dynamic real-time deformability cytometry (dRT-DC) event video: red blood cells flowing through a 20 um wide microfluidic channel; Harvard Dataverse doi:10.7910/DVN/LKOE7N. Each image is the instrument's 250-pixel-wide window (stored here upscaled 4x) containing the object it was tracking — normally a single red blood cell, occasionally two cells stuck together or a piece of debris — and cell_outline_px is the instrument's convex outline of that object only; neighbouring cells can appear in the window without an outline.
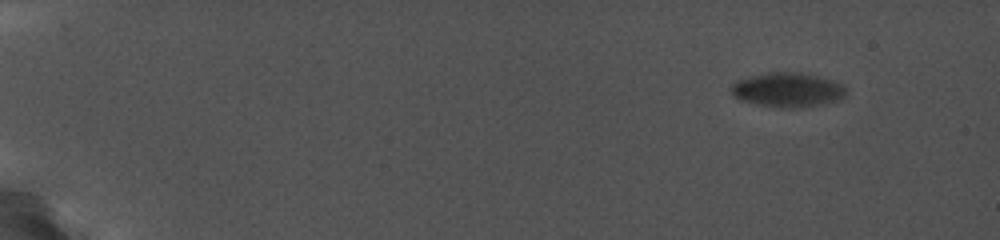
{"species": "common noctule bat (a hibernating species)", "species_latin": "Nyctalus noctula", "temperature_condition": "cold", "stored_images_in_passage": 51, "camera_frame_rate_fps": 5000, "um_per_image_px": 0.085, "animal": {"sex": "female", "body_mass_g": 19.0, "forearm_length_mm": 56.7}, "frame": {"image": 1, "passage_image": 7, "time_ms": 2.0, "image_size_px": [1000, 240], "cell_outline_px": [[844, 96], [840, 100], [824, 104], [800, 108], [780, 108], [756, 104], [740, 100], [732, 96], [728, 88], [736, 80], [768, 72], [800, 72], [832, 80], [844, 84]], "centroid_in_image_um": [66.91, 7.65], "position_along_channel_um": 18.1, "area_um2": 23.35}}
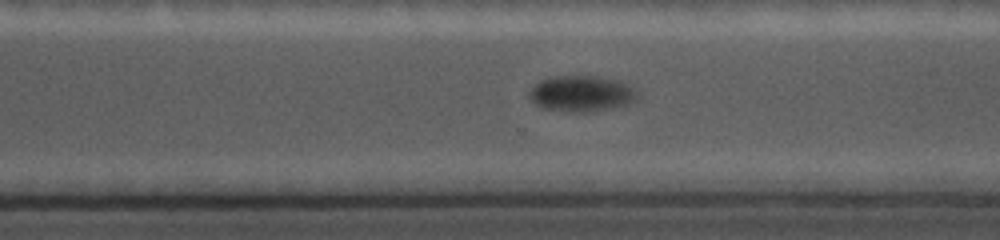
{"frame": {"image": 2, "passage_image": 41, "time_ms": 14.8, "image_size_px": [1000, 240], "cell_outline_px": [[636, 100], [612, 108], [592, 112], [568, 112], [540, 108], [532, 100], [532, 92], [536, 84], [544, 80], [556, 76], [588, 76], [608, 80], [624, 88]], "centroid_in_image_um": [49.24, 8.02], "position_along_channel_um": 321.4, "area_um2": 20.87}}
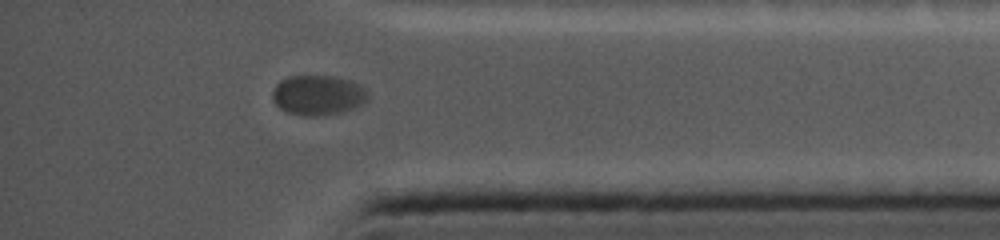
{"frame": {"image": 3, "passage_image": 48, "time_ms": 17.2, "image_size_px": [1000, 240], "cell_outline_px": [[364, 100], [356, 108], [340, 112], [316, 116], [304, 116], [288, 112], [280, 108], [276, 104], [276, 88], [284, 80], [296, 76], [320, 76], [340, 80], [352, 84]], "centroid_in_image_um": [26.91, 8.15], "position_along_channel_um": 408.3, "area_um2": 20.0}}